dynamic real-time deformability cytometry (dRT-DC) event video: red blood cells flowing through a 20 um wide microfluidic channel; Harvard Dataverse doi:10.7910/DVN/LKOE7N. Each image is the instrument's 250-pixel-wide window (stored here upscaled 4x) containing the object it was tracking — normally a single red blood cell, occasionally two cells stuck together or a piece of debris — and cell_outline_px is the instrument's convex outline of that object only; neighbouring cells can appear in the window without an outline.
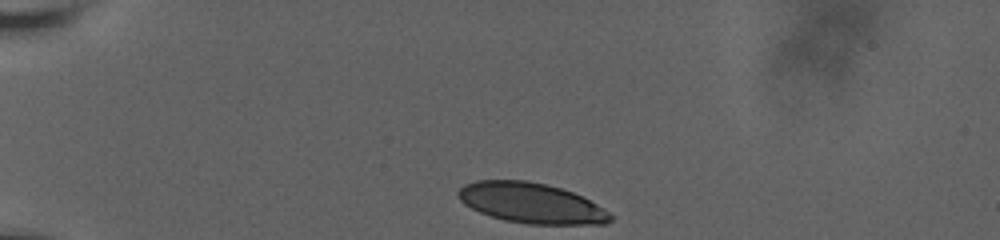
{"species": "human", "species_latin": "Homo sapiens", "temperature_condition": "room temperature", "stored_images_in_passage": 37, "camera_frame_rate_fps": 3000, "um_per_image_px": 0.085, "donor": {"sex": "male"}, "frame": {"image": 1, "passage_image": 1, "time_ms": 0.0, "image_size_px": [1000, 240], "cell_outline_px": [[612, 220], [604, 224], [528, 224], [504, 220], [480, 212], [464, 204], [460, 200], [456, 192], [464, 184], [476, 180], [528, 180], [560, 188], [584, 196], [608, 212], [612, 216]], "centroid_in_image_um": [45.14, 17.25], "position_along_channel_um": 39.9, "area_um2": 35.66}}
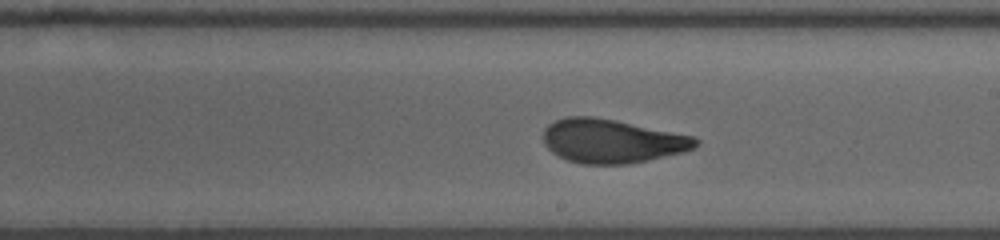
{"frame": {"image": 2, "passage_image": 22, "time_ms": 7.0, "image_size_px": [1000, 240], "cell_outline_px": [[700, 144], [696, 148], [684, 152], [648, 160], [628, 164], [580, 164], [568, 160], [552, 152], [544, 144], [544, 128], [548, 124], [556, 120], [568, 116], [592, 116], [616, 120], [696, 136], [700, 140]], "centroid_in_image_um": [52.06, 11.98], "position_along_channel_um": 236.9, "area_um2": 39.25}}
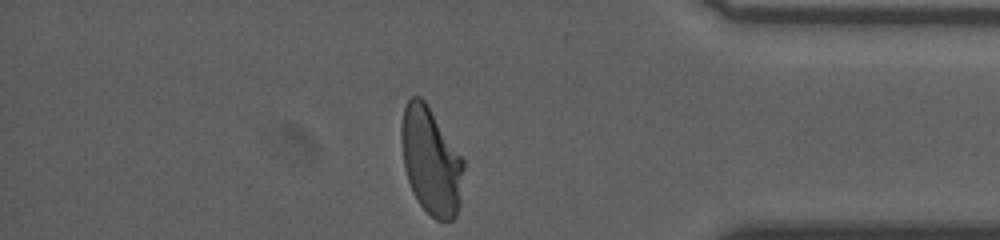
{"frame": {"image": 3, "passage_image": 37, "time_ms": 12.0, "image_size_px": [1000, 240], "cell_outline_px": [[464, 168], [460, 204], [456, 216], [452, 220], [436, 220], [416, 200], [412, 192], [404, 168], [400, 140], [400, 124], [404, 108], [408, 100], [412, 96], [420, 96], [428, 104], [464, 160]], "centroid_in_image_um": [36.62, 13.67], "position_along_channel_um": 398.6, "area_um2": 39.19}, "authors_computed_cell_mechanics": {"area_um2": 38.8994, "velocity_mm_per_s": 3.6551, "shape_relaxation_time_tau1_ms": 6.8197, "shape_relaxation_time_tau2_ms": 0.7871, "deformation_change_tau1": 0.2062, "deformation_change_tau2": 0.067}}